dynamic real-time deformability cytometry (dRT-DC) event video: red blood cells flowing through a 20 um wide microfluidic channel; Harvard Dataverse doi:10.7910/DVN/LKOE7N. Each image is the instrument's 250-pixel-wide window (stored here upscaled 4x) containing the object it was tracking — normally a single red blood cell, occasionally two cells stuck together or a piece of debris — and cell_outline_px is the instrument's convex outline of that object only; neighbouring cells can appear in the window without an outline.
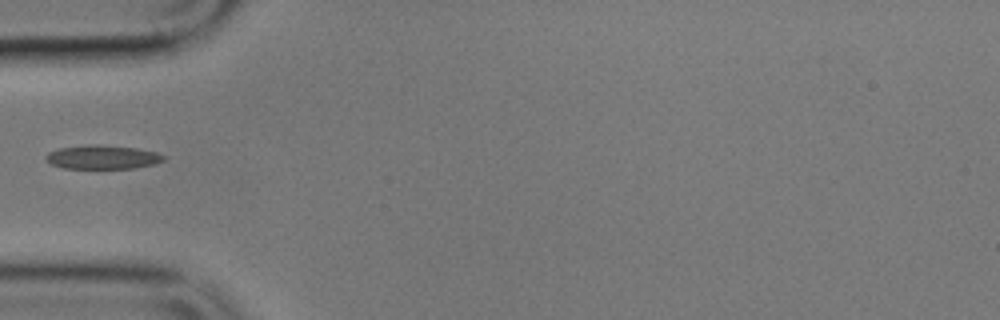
{"species": "common noctule bat (a hibernating species)", "species_latin": "Nyctalus noctula", "temperature_condition": "cold", "stored_images_in_passage": 1, "camera_frame_rate_fps": 3000, "um_per_image_px": 0.085, "animal": {"sex": "male", "body_mass_g": 17.9}, "frame": {"image": 1, "passage_image": 1, "time_ms": 0.0, "image_size_px": [1000, 320], "cell_outline_px": [[164, 160], [152, 164], [136, 168], [64, 168], [52, 164], [44, 156], [48, 152], [60, 148], [88, 144], [100, 144], [136, 148], [156, 152], [164, 156]], "centroid_in_image_um": [8.7, 13.34], "position_along_channel_um": 76.3, "area_um2": 16.24}}